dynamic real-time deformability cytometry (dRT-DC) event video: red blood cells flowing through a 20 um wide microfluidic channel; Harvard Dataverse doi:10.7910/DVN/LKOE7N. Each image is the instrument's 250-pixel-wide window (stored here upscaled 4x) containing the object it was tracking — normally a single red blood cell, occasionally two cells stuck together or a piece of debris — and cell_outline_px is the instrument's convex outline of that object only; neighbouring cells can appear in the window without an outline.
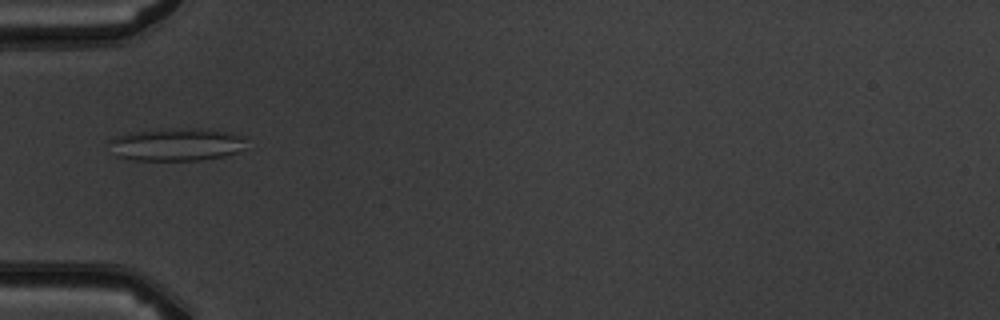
{"species": "common noctule bat (a hibernating species)", "species_latin": "Nyctalus noctula", "temperature_condition": "warm", "stored_images_in_passage": 1, "camera_frame_rate_fps": 3000, "um_per_image_px": 0.085, "animal": {"sex": "male", "body_mass_g": 19.5, "forearm_length_mm": 54.6}, "frame": {"image": 1, "passage_image": 1, "time_ms": 0.0, "image_size_px": [1000, 320], "cell_outline_px": [[244, 148], [236, 152], [224, 156], [200, 160], [132, 160], [116, 156], [108, 140], [116, 136], [128, 132], [160, 128], [200, 128], [232, 132], [244, 136]], "centroid_in_image_um": [14.98, 12.26], "position_along_channel_um": 70.0, "area_um2": 26.53}}